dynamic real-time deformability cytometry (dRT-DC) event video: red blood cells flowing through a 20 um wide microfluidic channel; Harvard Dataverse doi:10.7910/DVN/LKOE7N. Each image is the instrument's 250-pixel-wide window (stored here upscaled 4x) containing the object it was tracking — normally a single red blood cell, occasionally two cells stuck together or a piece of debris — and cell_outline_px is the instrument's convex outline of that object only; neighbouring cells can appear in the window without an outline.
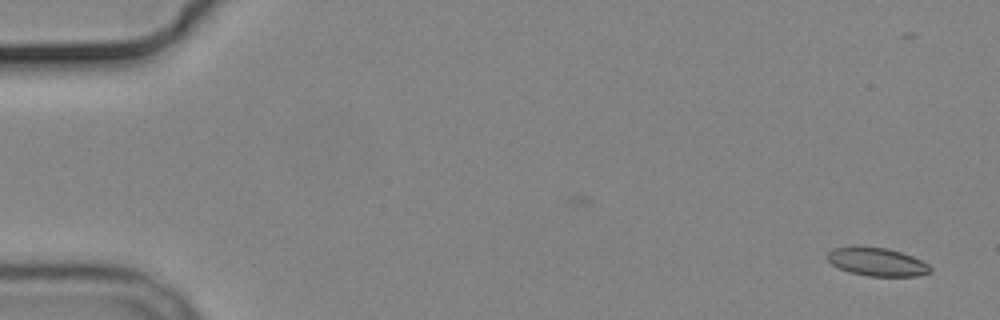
{"species": "common noctule bat (a hibernating species)", "species_latin": "Nyctalus noctula", "temperature_condition": "cold", "stored_images_in_passage": 4, "camera_frame_rate_fps": 3000, "um_per_image_px": 0.085, "animal": {"sex": "male", "body_mass_g": 19.2, "forearm_length_mm": 51.8}, "frame": {"image": 1, "passage_image": 1, "time_ms": 0.0, "image_size_px": [1000, 320], "cell_outline_px": [[932, 272], [916, 276], [868, 276], [848, 272], [832, 264], [828, 260], [828, 252], [832, 248], [888, 248], [912, 256], [928, 264], [932, 268]], "centroid_in_image_um": [74.59, 22.29], "position_along_channel_um": 10.4, "area_um2": 16.53}}
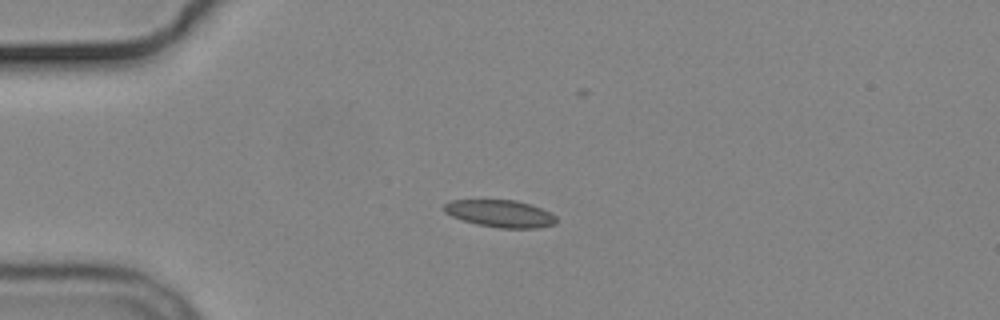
{"frame": {"image": 2, "passage_image": 4, "time_ms": 4.0, "image_size_px": [1000, 320], "cell_outline_px": [[556, 224], [536, 228], [500, 228], [476, 224], [452, 216], [444, 212], [444, 204], [452, 200], [516, 200], [540, 208], [556, 216]], "centroid_in_image_um": [42.51, 18.16], "position_along_channel_um": 42.5, "area_um2": 17.63}}